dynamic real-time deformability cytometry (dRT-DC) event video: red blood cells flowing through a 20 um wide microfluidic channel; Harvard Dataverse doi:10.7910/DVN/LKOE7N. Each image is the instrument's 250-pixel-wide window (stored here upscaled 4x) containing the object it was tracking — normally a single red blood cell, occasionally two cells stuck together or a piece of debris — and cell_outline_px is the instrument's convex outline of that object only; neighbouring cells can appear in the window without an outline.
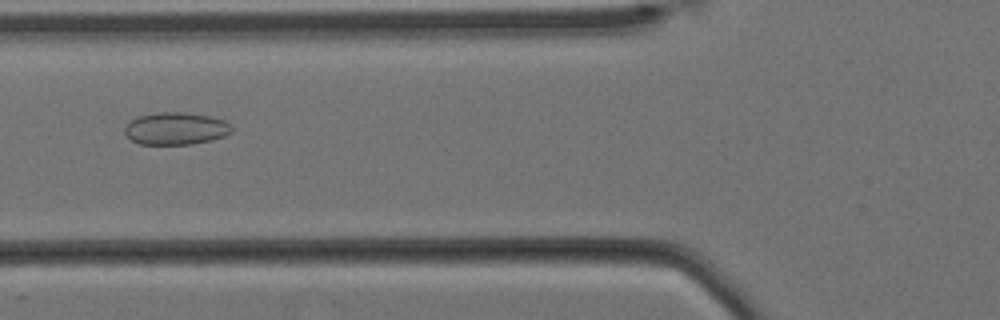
{"species": "Egyptian fruit bat (a non-hibernating species)", "species_latin": "Rousettus aegyptiacus", "temperature_condition": "cold", "stored_images_in_passage": 37, "camera_frame_rate_fps": 3000, "um_per_image_px": 0.085, "animal": {"sex": "female"}, "frame": {"image": 1, "passage_image": 21, "time_ms": 6.667, "image_size_px": [1000, 320], "cell_outline_px": [[232, 132], [224, 136], [212, 140], [192, 144], [140, 144], [132, 140], [124, 132], [124, 128], [136, 116], [156, 112], [184, 112], [208, 116], [224, 120], [232, 128]], "centroid_in_image_um": [14.93, 10.92], "position_along_channel_um": 110.9, "area_um2": 20.11}}
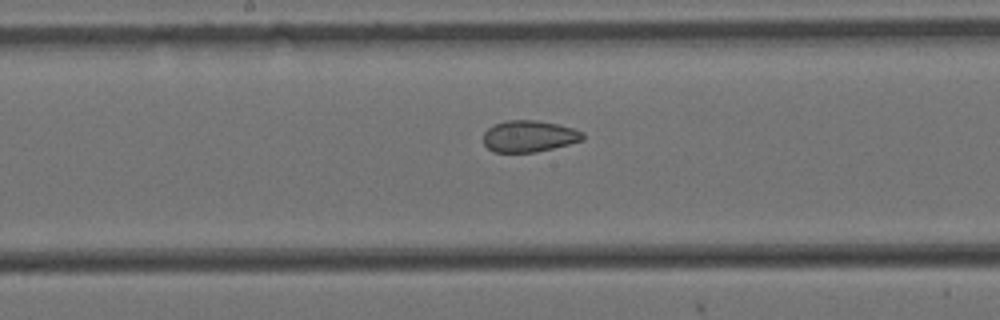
{"frame": {"image": 2, "passage_image": 29, "time_ms": 9.333, "image_size_px": [1000, 320], "cell_outline_px": [[584, 140], [536, 152], [492, 152], [484, 144], [484, 132], [488, 128], [496, 124], [508, 120], [536, 120], [556, 124], [572, 128], [584, 132]], "centroid_in_image_um": [44.97, 11.58], "position_along_channel_um": 203.2, "area_um2": 18.15}}
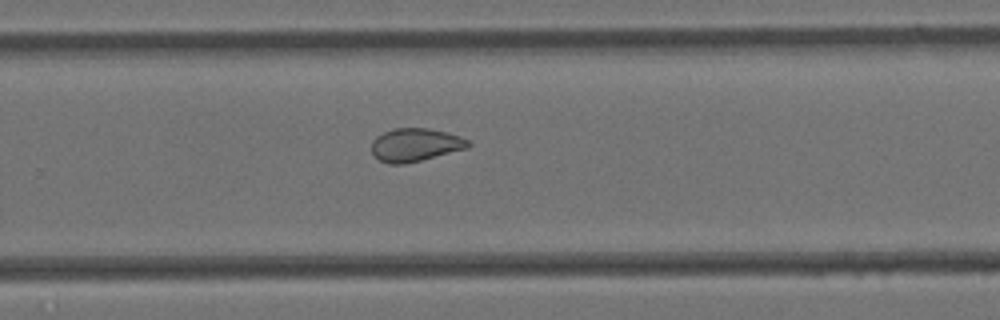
{"frame": {"image": 3, "passage_image": 37, "time_ms": 12.0, "image_size_px": [1000, 320], "cell_outline_px": [[472, 144], [468, 148], [404, 164], [388, 164], [380, 160], [372, 152], [372, 140], [376, 136], [392, 128], [428, 128], [448, 132], [460, 136], [468, 140]], "centroid_in_image_um": [35.31, 12.3], "position_along_channel_um": 294.5, "area_um2": 18.67}}